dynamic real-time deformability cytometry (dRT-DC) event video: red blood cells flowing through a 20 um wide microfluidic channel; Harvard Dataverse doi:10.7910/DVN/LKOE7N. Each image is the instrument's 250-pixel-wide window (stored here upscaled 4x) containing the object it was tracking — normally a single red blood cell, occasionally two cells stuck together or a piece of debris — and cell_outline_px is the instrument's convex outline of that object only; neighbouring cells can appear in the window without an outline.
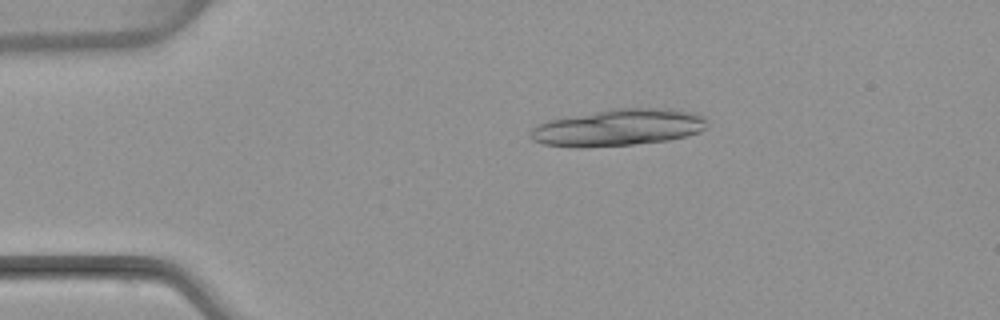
{"species": "common noctule bat (a hibernating species)", "species_latin": "Nyctalus noctula", "temperature_condition": "warm", "stored_images_in_passage": 5, "segment_of_instrument_passage": [1, 2], "camera_frame_rate_fps": 3000, "um_per_image_px": 0.085, "animal": {"sex": "female", "body_mass_g": 22.7, "forearm_length_mm": 54.2}, "frame": {"image": 1, "passage_image": 2, "time_ms": 1.333, "image_size_px": [1000, 320], "cell_outline_px": [[708, 120], [704, 128], [700, 132], [688, 136], [668, 140], [632, 144], [580, 148], [576, 148], [544, 144], [532, 140], [528, 136], [528, 132], [536, 124], [548, 120], [612, 108], [668, 108], [692, 112], [704, 116]], "centroid_in_image_um": [52.53, 10.84], "position_along_channel_um": 32.5, "area_um2": 38.26}}